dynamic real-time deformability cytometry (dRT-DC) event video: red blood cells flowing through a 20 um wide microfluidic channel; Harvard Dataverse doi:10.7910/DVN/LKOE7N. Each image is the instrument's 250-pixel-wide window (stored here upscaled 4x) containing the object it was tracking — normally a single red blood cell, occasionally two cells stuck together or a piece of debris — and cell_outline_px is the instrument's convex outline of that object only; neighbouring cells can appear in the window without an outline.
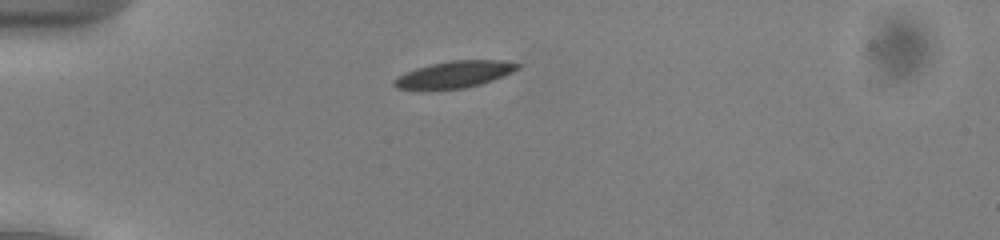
{"species": "common noctule bat (a hibernating species)", "species_latin": "Nyctalus noctula", "temperature_condition": "cold", "stored_images_in_passage": 46, "camera_frame_rate_fps": 3000, "um_per_image_px": 0.085, "animal": {"sex": "male", "body_mass_g": 13.0, "forearm_length_mm": 53.1}, "frame": {"image": 1, "passage_image": 8, "time_ms": 2.333, "image_size_px": [1000, 240], "cell_outline_px": [[520, 68], [504, 76], [480, 84], [464, 88], [424, 92], [396, 88], [392, 84], [392, 80], [404, 72], [416, 68], [432, 64], [452, 60], [500, 60], [520, 64]], "centroid_in_image_um": [38.53, 6.37], "position_along_channel_um": 46.5, "area_um2": 19.83}}
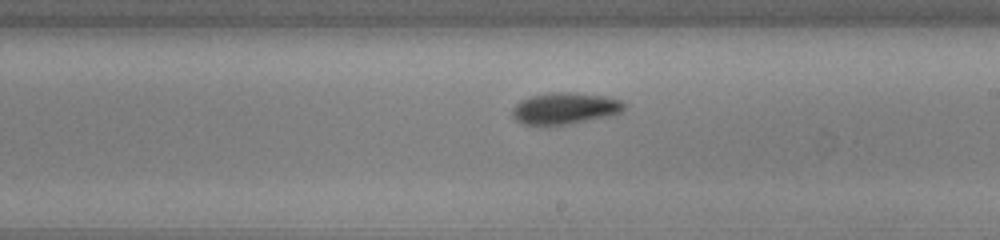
{"frame": {"image": 2, "passage_image": 25, "time_ms": 8.0, "image_size_px": [1000, 240], "cell_outline_px": [[624, 108], [620, 112], [612, 116], [568, 124], [524, 124], [516, 120], [512, 116], [512, 108], [520, 100], [528, 96], [548, 92], [576, 92], [608, 96], [620, 100], [624, 104]], "centroid_in_image_um": [48.02, 9.19], "position_along_channel_um": 241.0, "area_um2": 20.75}}
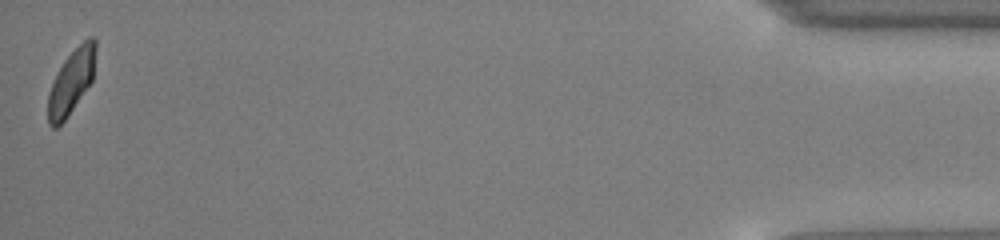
{"frame": {"image": 3, "passage_image": 46, "time_ms": 15.0, "image_size_px": [1000, 240], "cell_outline_px": [[96, 48], [92, 80], [68, 116], [56, 128], [52, 128], [48, 124], [48, 92], [64, 60], [88, 36], [92, 36], [96, 40]], "centroid_in_image_um": [6.06, 6.95], "position_along_channel_um": 429.1, "area_um2": 17.51}, "authors_computed_cell_mechanics": {"area_um2": 19.074, "velocity_mm_per_s": 3.9229, "shape_relaxation_time_tau1_ms": 1.7596, "shape_relaxation_time_tau2_ms": 6.5511, "deformation_change_tau1": 0.0924, "deformation_change_tau2": 0.1238}}